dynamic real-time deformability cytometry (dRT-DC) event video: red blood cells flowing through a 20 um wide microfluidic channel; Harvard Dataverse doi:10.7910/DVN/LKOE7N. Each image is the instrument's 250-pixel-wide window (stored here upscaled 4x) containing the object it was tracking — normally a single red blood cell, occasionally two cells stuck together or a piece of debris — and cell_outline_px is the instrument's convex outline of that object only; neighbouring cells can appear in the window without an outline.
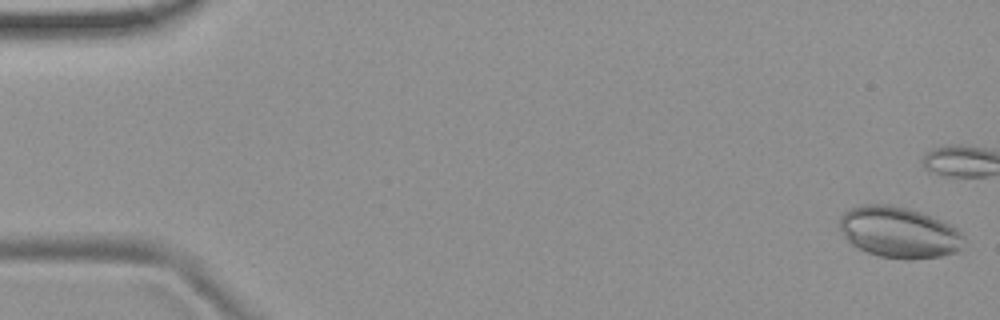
{"species": "common noctule bat (a hibernating species)", "species_latin": "Nyctalus noctula", "temperature_condition": "room temperature", "stored_images_in_passage": 42, "camera_frame_rate_fps": 3000, "um_per_image_px": 0.085, "animal": {"sex": "female", "body_mass_g": 19.9}, "frame": {"image": 1, "passage_image": 1, "time_ms": 0.0, "image_size_px": [1000, 320], "cell_outline_px": [[964, 240], [960, 248], [956, 252], [940, 256], [916, 260], [908, 260], [880, 256], [868, 252], [852, 244], [844, 236], [840, 228], [840, 216], [844, 212], [852, 208], [864, 204], [888, 204], [908, 208], [920, 212], [940, 220], [956, 228], [964, 236]], "centroid_in_image_um": [76.41, 19.75], "position_along_channel_um": 8.6, "area_um2": 36.82}}